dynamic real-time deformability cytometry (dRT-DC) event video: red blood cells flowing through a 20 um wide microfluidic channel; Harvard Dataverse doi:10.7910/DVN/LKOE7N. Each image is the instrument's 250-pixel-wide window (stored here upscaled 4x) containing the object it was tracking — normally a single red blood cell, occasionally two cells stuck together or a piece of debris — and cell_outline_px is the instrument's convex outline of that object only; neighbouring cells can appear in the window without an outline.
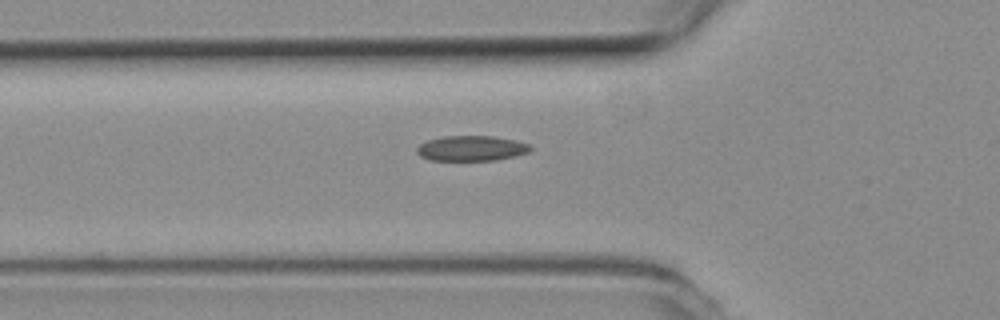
{"species": "common noctule bat (a hibernating species)", "species_latin": "Nyctalus noctula", "temperature_condition": "room temperature", "stored_images_in_passage": 34, "camera_frame_rate_fps": 3000, "um_per_image_px": 0.085, "animal": {"sex": "female", "body_mass_g": 19.3, "forearm_length_mm": 54.1}, "frame": {"image": 1, "passage_image": 2, "time_ms": 0.333, "image_size_px": [1000, 320], "cell_outline_px": [[532, 148], [528, 152], [516, 156], [496, 160], [428, 160], [420, 156], [416, 152], [416, 148], [420, 144], [428, 140], [444, 136], [492, 136], [516, 140], [528, 144]], "centroid_in_image_um": [40.05, 12.61], "position_along_channel_um": 85.7, "area_um2": 16.7}}
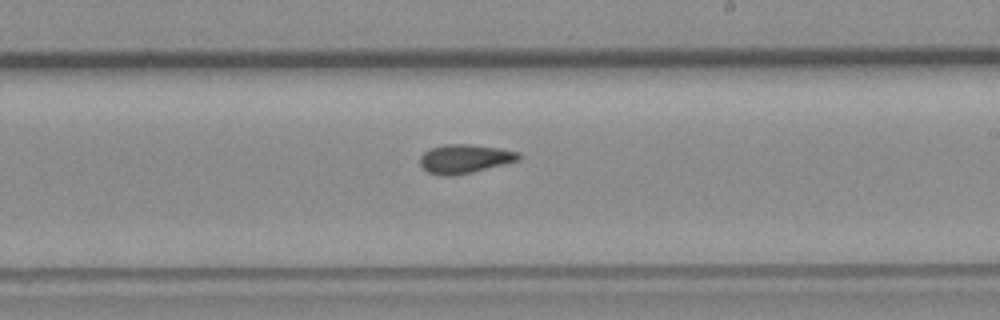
{"frame": {"image": 2, "passage_image": 15, "time_ms": 4.667, "image_size_px": [1000, 320], "cell_outline_px": [[520, 160], [472, 172], [452, 176], [440, 176], [428, 172], [420, 164], [420, 156], [424, 152], [432, 148], [448, 144], [468, 144], [496, 148], [520, 152]], "centroid_in_image_um": [39.49, 13.51], "position_along_channel_um": 249.5, "area_um2": 16.42}}
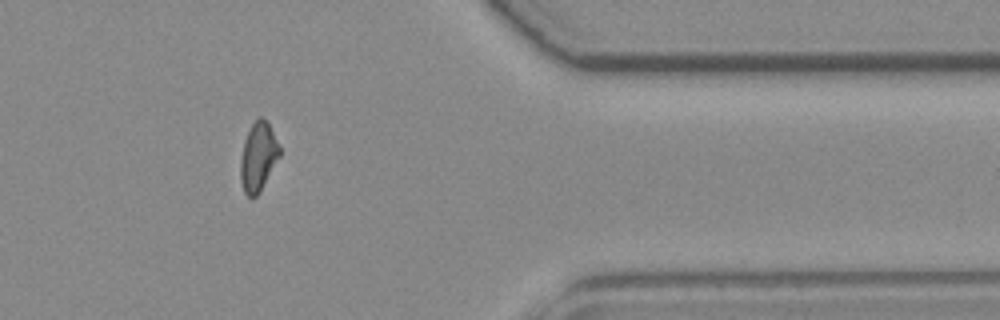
{"frame": {"image": 3, "passage_image": 28, "time_ms": 9.0, "image_size_px": [1000, 320], "cell_outline_px": [[280, 156], [260, 192], [256, 196], [248, 196], [244, 192], [240, 180], [240, 160], [244, 140], [252, 124], [260, 116], [268, 124], [280, 148]], "centroid_in_image_um": [21.93, 13.37], "position_along_channel_um": 389.5, "area_um2": 15.43}}